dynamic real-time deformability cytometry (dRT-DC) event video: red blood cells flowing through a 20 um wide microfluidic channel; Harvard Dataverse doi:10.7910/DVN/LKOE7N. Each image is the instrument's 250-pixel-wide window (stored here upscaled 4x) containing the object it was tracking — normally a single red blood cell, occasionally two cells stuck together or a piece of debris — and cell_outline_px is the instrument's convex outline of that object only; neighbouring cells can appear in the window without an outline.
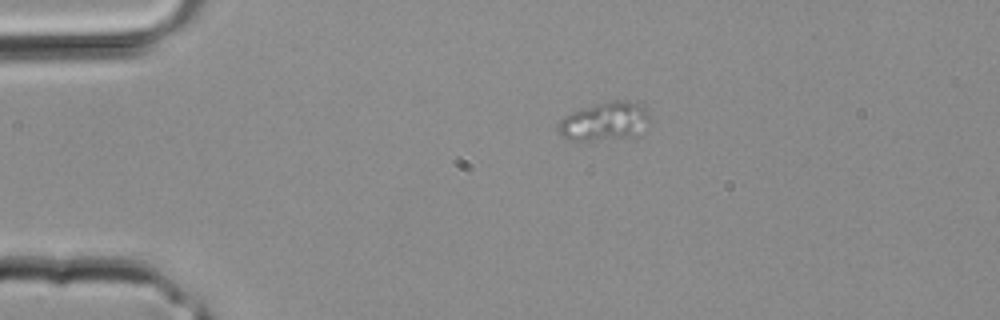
{"species": "common noctule bat (a hibernating species)", "species_latin": "Nyctalus noctula", "temperature_condition": "room temperature", "stored_images_in_passage": 2, "camera_frame_rate_fps": 3000, "um_per_image_px": 0.085, "animal": {"sex": "male", "body_mass_g": 20.4}, "frame": {"image": 1, "passage_image": 2, "time_ms": 0.333, "image_size_px": [1000, 320], "cell_outline_px": [[648, 116], [632, 132], [624, 136], [592, 140], [568, 140], [560, 136], [556, 128], [560, 120], [564, 116], [580, 108], [616, 100], [624, 100], [636, 104], [644, 108]], "centroid_in_image_um": [51.16, 10.29], "position_along_channel_um": 33.8, "area_um2": 19.07}}